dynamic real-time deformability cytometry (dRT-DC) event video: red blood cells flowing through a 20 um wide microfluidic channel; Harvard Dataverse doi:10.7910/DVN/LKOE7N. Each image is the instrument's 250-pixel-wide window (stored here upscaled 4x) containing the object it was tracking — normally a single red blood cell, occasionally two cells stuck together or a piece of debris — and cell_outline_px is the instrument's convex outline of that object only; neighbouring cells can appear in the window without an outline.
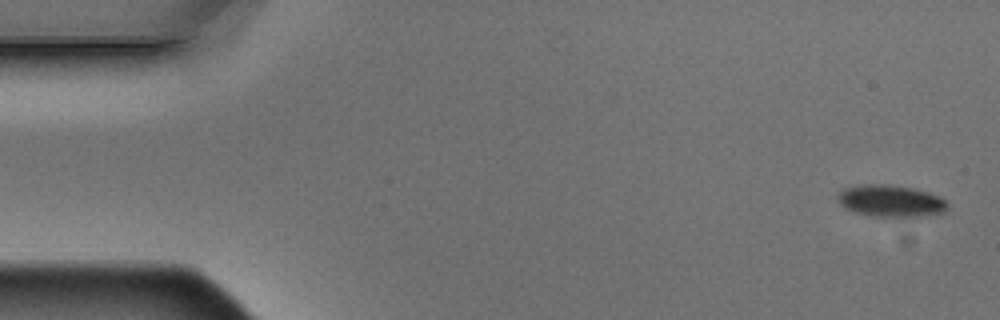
{"species": "Egyptian fruit bat (a non-hibernating species)", "species_latin": "Rousettus aegyptiacus", "temperature_condition": "warm", "stored_images_in_passage": 5, "camera_frame_rate_fps": 3000, "um_per_image_px": 0.085, "animal": {"sex": "male"}, "frame": {"image": 1, "passage_image": 1, "time_ms": 0.0, "image_size_px": [1000, 320], "cell_outline_px": [[948, 208], [944, 212], [924, 216], [872, 216], [852, 212], [844, 208], [836, 200], [836, 196], [844, 188], [864, 184], [888, 184], [912, 188], [928, 192], [940, 196], [948, 204]], "centroid_in_image_um": [75.68, 17.08], "position_along_channel_um": 9.3, "area_um2": 20.52}}
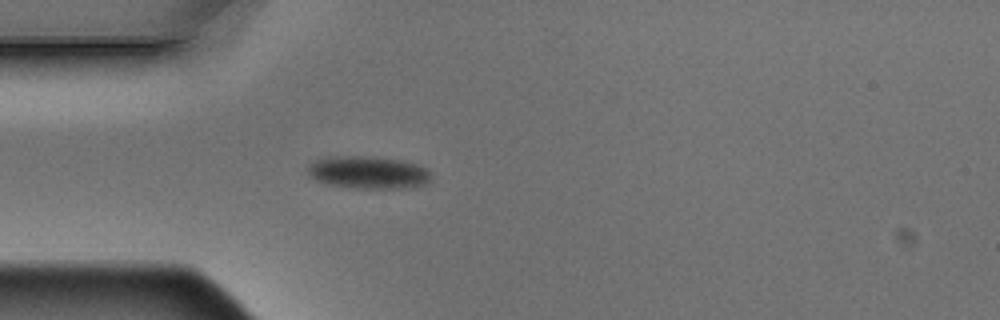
{"frame": {"image": 2, "passage_image": 5, "time_ms": 1.333, "image_size_px": [1000, 320], "cell_outline_px": [[432, 180], [428, 184], [404, 188], [356, 188], [328, 184], [316, 180], [308, 176], [308, 164], [324, 156], [376, 156], [400, 160], [420, 164], [428, 168], [432, 172]], "centroid_in_image_um": [31.35, 14.64], "position_along_channel_um": 53.7, "area_um2": 23.99}}